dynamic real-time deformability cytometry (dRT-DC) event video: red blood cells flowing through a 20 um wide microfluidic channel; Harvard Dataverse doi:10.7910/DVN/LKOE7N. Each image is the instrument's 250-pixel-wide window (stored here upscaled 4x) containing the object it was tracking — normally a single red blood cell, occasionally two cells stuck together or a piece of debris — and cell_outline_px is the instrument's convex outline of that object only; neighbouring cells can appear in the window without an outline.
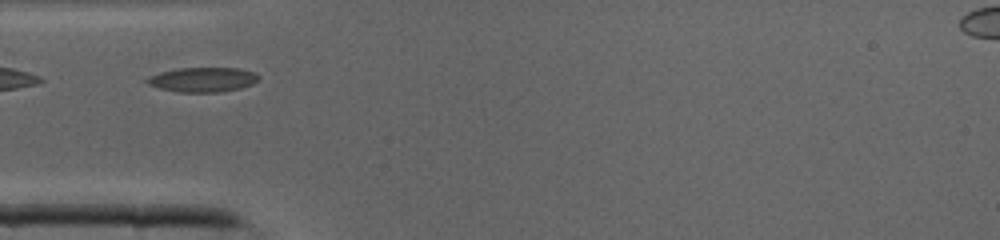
{"species": "common noctule bat (a hibernating species)", "species_latin": "Nyctalus noctula", "temperature_condition": "cold", "stored_images_in_passage": 24, "camera_frame_rate_fps": 3000, "um_per_image_px": 0.085, "animal": {"sex": "male", "body_mass_g": 19.0, "forearm_length_mm": 50.8}, "frame": {"image": 1, "passage_image": 1, "time_ms": 0.0, "image_size_px": [1000, 240], "cell_outline_px": [[260, 80], [252, 84], [240, 88], [220, 92], [180, 92], [160, 88], [148, 84], [144, 80], [148, 76], [160, 72], [180, 68], [240, 68], [256, 72], [260, 76]], "centroid_in_image_um": [17.27, 6.76], "position_along_channel_um": 67.7, "area_um2": 16.13}}
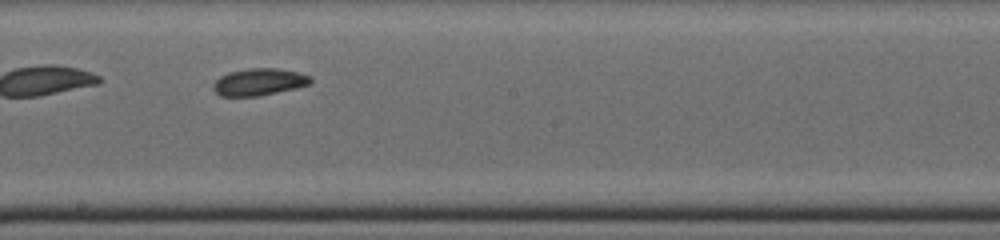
{"frame": {"image": 2, "passage_image": 11, "time_ms": 3.333, "image_size_px": [1000, 240], "cell_outline_px": [[312, 84], [296, 88], [256, 96], [220, 96], [212, 88], [212, 84], [220, 76], [228, 72], [248, 68], [276, 68], [300, 72], [312, 76]], "centroid_in_image_um": [22.04, 6.95], "position_along_channel_um": 226.2, "area_um2": 15.49}}
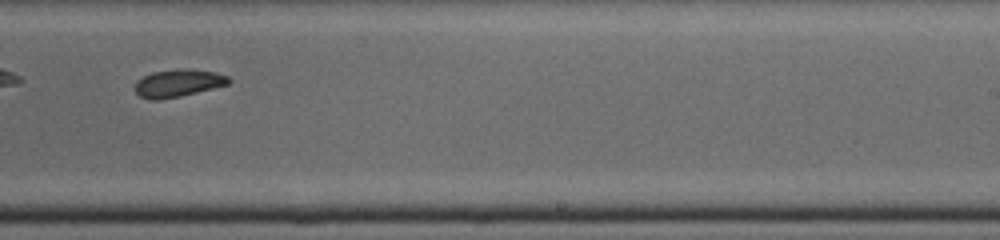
{"frame": {"image": 3, "passage_image": 14, "time_ms": 4.333, "image_size_px": [1000, 240], "cell_outline_px": [[232, 80], [228, 84], [180, 96], [156, 100], [152, 100], [140, 96], [136, 92], [136, 80], [152, 72], [216, 72], [228, 76]], "centroid_in_image_um": [15.11, 7.12], "position_along_channel_um": 273.9, "area_um2": 13.93}}